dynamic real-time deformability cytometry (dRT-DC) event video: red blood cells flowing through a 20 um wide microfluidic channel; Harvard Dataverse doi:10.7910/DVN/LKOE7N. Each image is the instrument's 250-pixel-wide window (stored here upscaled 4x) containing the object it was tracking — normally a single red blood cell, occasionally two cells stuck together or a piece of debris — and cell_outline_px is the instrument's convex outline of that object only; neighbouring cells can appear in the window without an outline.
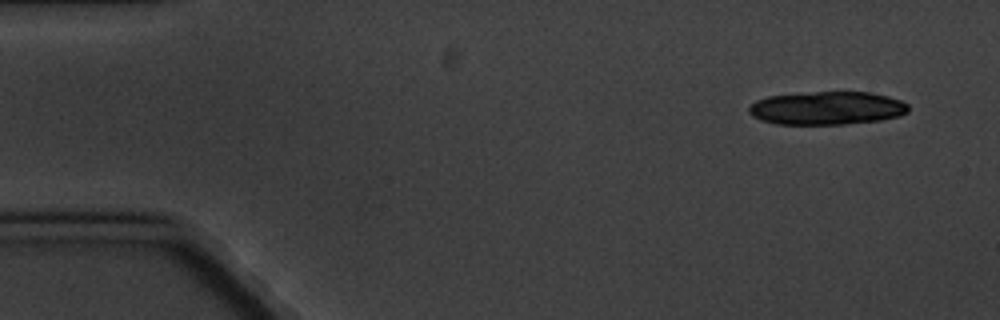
{"species": "common noctule bat (a hibernating species)", "species_latin": "Nyctalus noctula", "temperature_condition": "cold", "stored_images_in_passage": 4, "camera_frame_rate_fps": 3000, "um_per_image_px": 0.085, "animal": {"sex": "male", "body_mass_g": 20.1, "forearm_length_mm": 53.5}, "frame": {"image": 1, "passage_image": 1, "time_ms": 0.0, "image_size_px": [1000, 320], "cell_outline_px": [[908, 112], [900, 116], [880, 120], [844, 124], [776, 124], [760, 120], [752, 116], [748, 112], [748, 108], [756, 100], [768, 96], [816, 92], [872, 92], [888, 96], [900, 100], [908, 104]], "centroid_in_image_um": [70.3, 9.19], "position_along_channel_um": 14.7, "area_um2": 30.92}}